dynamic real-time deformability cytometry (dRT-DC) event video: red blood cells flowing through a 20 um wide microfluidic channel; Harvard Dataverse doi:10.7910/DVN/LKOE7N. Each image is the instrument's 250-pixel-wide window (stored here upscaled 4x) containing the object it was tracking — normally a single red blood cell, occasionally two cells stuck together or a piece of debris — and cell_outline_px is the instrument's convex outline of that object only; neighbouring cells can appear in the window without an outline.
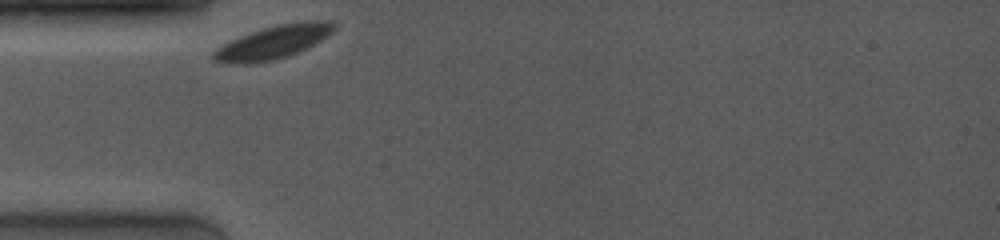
{"species": "common noctule bat (a hibernating species)", "species_latin": "Nyctalus noctula", "temperature_condition": "room temperature", "stored_images_in_passage": 41, "camera_frame_rate_fps": 4000, "um_per_image_px": 0.085, "animal": {"sex": "female", "body_mass_g": 19.0, "forearm_length_mm": 53.3}, "frame": {"image": 1, "passage_image": 1, "time_ms": 0.0, "image_size_px": [1000, 240], "cell_outline_px": [[336, 24], [332, 32], [328, 36], [296, 52], [272, 60], [248, 64], [228, 64], [212, 60], [212, 52], [216, 48], [240, 36], [276, 24], [304, 20], [332, 20]], "centroid_in_image_um": [23.21, 3.57], "position_along_channel_um": 61.8, "area_um2": 23.18}}
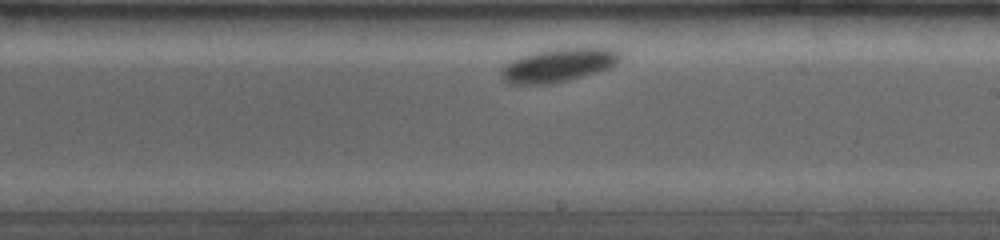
{"frame": {"image": 2, "passage_image": 21, "time_ms": 5.25, "image_size_px": [1000, 240], "cell_outline_px": [[624, 56], [612, 68], [568, 80], [548, 84], [508, 84], [500, 76], [500, 68], [504, 64], [520, 56], [532, 52], [552, 48], [616, 48]], "centroid_in_image_um": [47.47, 5.53], "position_along_channel_um": 241.5, "area_um2": 23.7}}
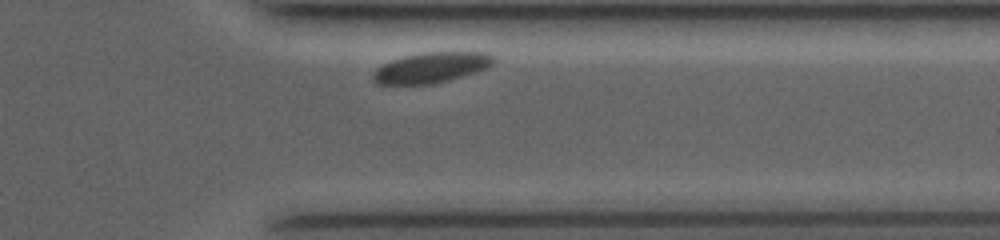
{"frame": {"image": 3, "passage_image": 37, "time_ms": 9.0, "image_size_px": [1000, 240], "cell_outline_px": [[496, 60], [492, 64], [476, 72], [448, 80], [432, 84], [376, 84], [372, 80], [372, 72], [376, 68], [392, 60], [404, 56], [424, 52], [484, 52], [492, 56]], "centroid_in_image_um": [36.62, 5.75], "position_along_channel_um": 374.8, "area_um2": 21.27}, "authors_computed_cell_mechanics": {"area_um2": 22.6576, "velocity_mm_per_s": 3.4938, "shape_relaxation_time_tau1_ms": 1.4251, "shape_relaxation_time_tau2_ms": null, "deformation_change_tau1": 0.0506, "deformation_change_tau2": null}}